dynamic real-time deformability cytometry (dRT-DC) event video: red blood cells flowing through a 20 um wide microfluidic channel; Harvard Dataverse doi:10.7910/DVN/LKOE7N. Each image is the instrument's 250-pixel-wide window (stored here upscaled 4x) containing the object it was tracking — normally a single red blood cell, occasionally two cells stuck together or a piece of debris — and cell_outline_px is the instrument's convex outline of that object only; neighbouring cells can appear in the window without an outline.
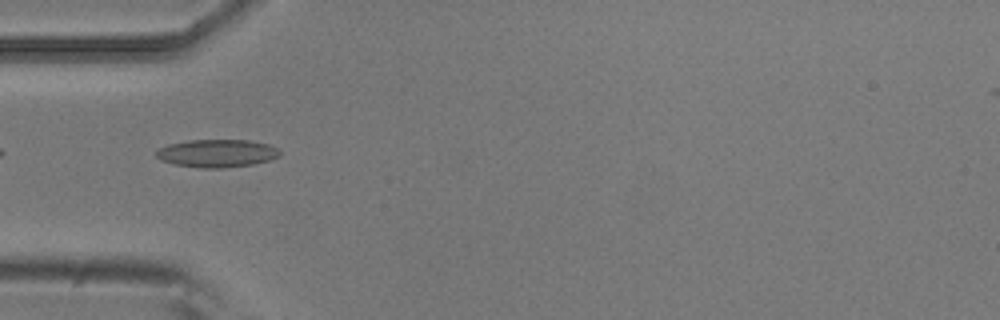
{"species": "common noctule bat (a hibernating species)", "species_latin": "Nyctalus noctula", "temperature_condition": "room temperature", "stored_images_in_passage": 6, "camera_frame_rate_fps": 3000, "um_per_image_px": 0.085, "animal": {"sex": "male", "body_mass_g": 20.5, "forearm_length_mm": 52.5}, "frame": {"image": 1, "passage_image": 5, "time_ms": 1.333, "image_size_px": [1000, 320], "cell_outline_px": [[280, 156], [268, 160], [252, 164], [224, 168], [200, 168], [176, 164], [160, 160], [156, 156], [156, 152], [160, 148], [168, 144], [188, 140], [248, 140], [268, 144], [276, 148], [280, 152]], "centroid_in_image_um": [18.43, 13.03], "position_along_channel_um": 66.6, "area_um2": 19.94}}
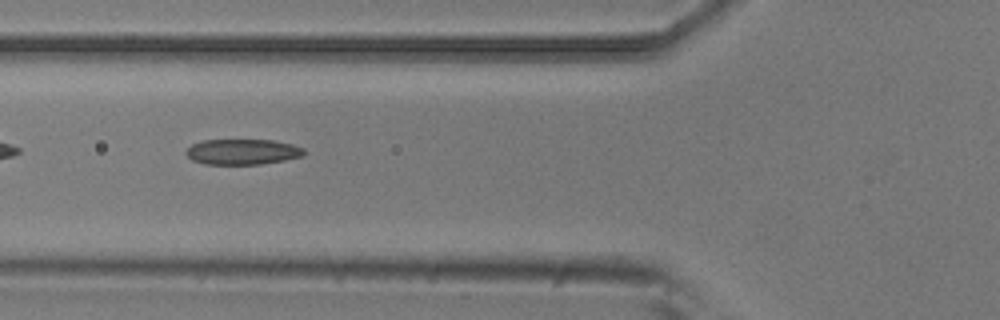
{"frame": {"image": 2, "passage_image": 6, "time_ms": 1.667, "image_size_px": [1000, 320], "cell_outline_px": [[304, 156], [284, 160], [260, 164], [204, 164], [192, 160], [184, 152], [192, 144], [204, 140], [272, 140], [292, 144], [304, 148]], "centroid_in_image_um": [20.61, 12.9], "position_along_channel_um": 105.2, "area_um2": 17.51}}